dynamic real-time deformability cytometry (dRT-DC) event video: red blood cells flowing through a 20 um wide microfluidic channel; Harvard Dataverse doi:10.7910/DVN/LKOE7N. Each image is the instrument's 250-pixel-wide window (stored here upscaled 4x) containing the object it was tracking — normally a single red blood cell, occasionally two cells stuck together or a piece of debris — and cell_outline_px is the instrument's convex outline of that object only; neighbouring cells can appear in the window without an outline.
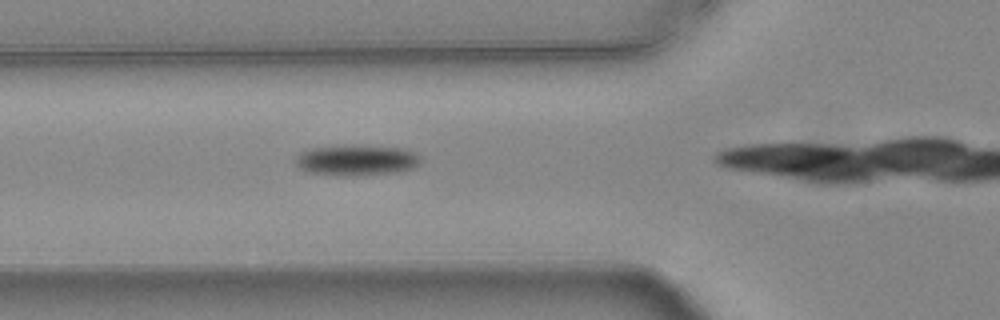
{"species": "common noctule bat (a hibernating species)", "species_latin": "Nyctalus noctula", "temperature_condition": "warm", "stored_images_in_passage": 36, "camera_frame_rate_fps": 3000, "um_per_image_px": 0.085, "animal": {"sex": "female", "body_mass_g": 24.6, "forearm_length_mm": 56.2}, "frame": {"image": 1, "passage_image": 13, "time_ms": 4.0, "image_size_px": [1000, 320], "cell_outline_px": [[420, 164], [412, 168], [396, 172], [356, 176], [336, 176], [304, 172], [296, 164], [296, 160], [300, 152], [312, 148], [356, 144], [360, 144], [404, 148], [420, 156]], "centroid_in_image_um": [30.3, 13.61], "position_along_channel_um": 95.5, "area_um2": 22.83}}
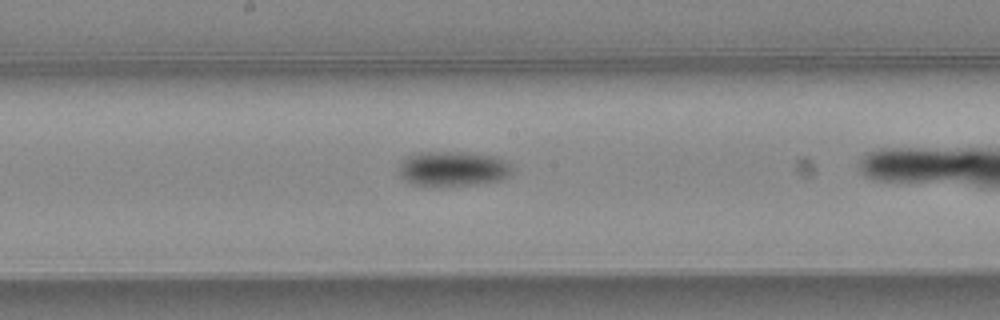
{"frame": {"image": 2, "passage_image": 22, "time_ms": 7.0, "image_size_px": [1000, 320], "cell_outline_px": [[512, 176], [504, 180], [476, 184], [412, 184], [404, 180], [400, 176], [400, 160], [408, 156], [420, 152], [464, 152], [496, 156], [512, 164]], "centroid_in_image_um": [38.57, 14.32], "position_along_channel_um": 209.6, "area_um2": 22.95}}
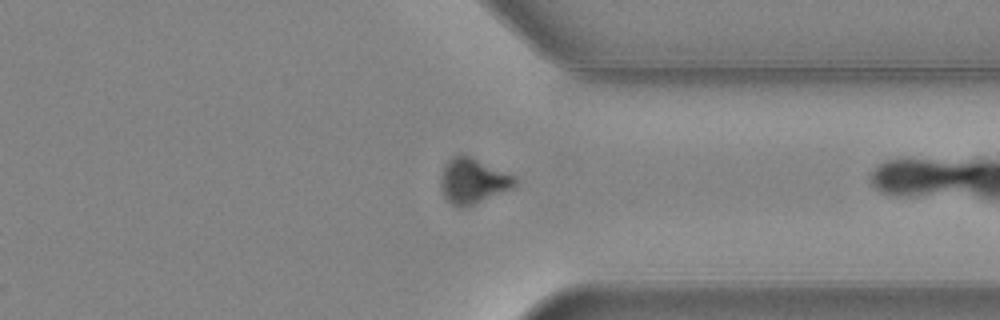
{"frame": {"image": 3, "passage_image": 35, "time_ms": 11.333, "image_size_px": [1000, 320], "cell_outline_px": [[516, 184], [512, 188], [476, 204], [464, 208], [456, 208], [444, 196], [440, 188], [440, 172], [444, 164], [452, 156], [460, 152], [472, 156], [516, 176]], "centroid_in_image_um": [40.16, 15.35], "position_along_channel_um": 371.2, "area_um2": 20.17}}